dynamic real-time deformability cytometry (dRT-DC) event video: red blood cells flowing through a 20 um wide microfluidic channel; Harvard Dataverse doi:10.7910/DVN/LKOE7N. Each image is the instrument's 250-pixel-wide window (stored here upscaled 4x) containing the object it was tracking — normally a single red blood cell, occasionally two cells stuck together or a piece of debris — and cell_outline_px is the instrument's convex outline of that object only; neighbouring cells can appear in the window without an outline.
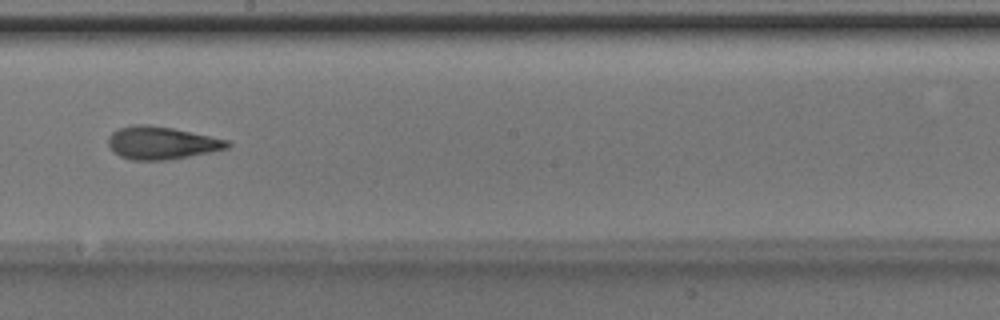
{"species": "Egyptian fruit bat (a non-hibernating species)", "species_latin": "Rousettus aegyptiacus", "temperature_condition": "room temperature", "stored_images_in_passage": 44, "camera_frame_rate_fps": 3000, "um_per_image_px": 0.085, "animal": {"sex": "male"}, "frame": {"image": 1, "passage_image": 26, "time_ms": 8.333, "image_size_px": [1000, 320], "cell_outline_px": [[232, 144], [228, 148], [168, 160], [132, 160], [120, 156], [112, 152], [108, 144], [108, 136], [112, 132], [120, 128], [132, 124], [148, 124], [172, 128], [228, 140]], "centroid_in_image_um": [13.68, 12.14], "position_along_channel_um": 234.5, "area_um2": 22.66}, "authors_computed_cell_mechanics": {"area_um2": 22.3108, "velocity_mm_per_s": 4.2053, "shape_relaxation_time_tau1_ms": 3.6827, "shape_relaxation_time_tau2_ms": 1.6703, "deformation_change_tau1": 0.1603, "deformation_change_tau2": 0.0965}}